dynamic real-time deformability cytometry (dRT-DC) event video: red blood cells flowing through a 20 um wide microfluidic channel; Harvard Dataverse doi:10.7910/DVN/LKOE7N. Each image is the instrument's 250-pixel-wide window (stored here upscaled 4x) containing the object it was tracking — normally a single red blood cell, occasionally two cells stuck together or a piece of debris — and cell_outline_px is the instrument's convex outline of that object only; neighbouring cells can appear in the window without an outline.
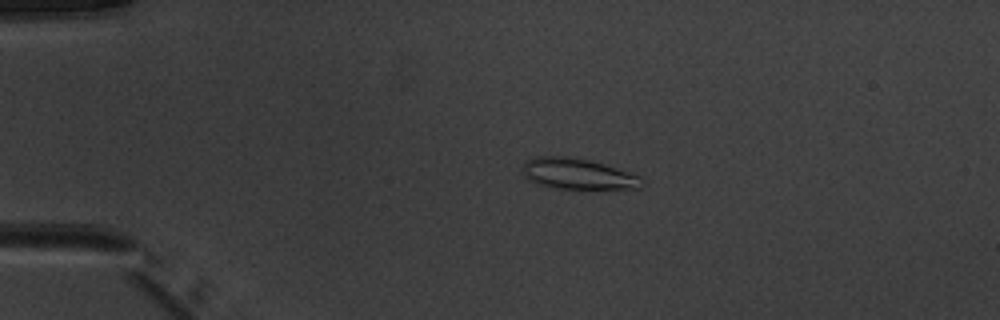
{"species": "common noctule bat (a hibernating species)", "species_latin": "Nyctalus noctula", "temperature_condition": "warm", "stored_images_in_passage": 51, "camera_frame_rate_fps": 3000, "um_per_image_px": 0.085, "animal": {"sex": "male", "body_mass_g": 20.1, "forearm_length_mm": 53.5}, "frame": {"image": 1, "passage_image": 11, "time_ms": 3.333, "image_size_px": [1000, 320], "cell_outline_px": [[644, 184], [640, 188], [552, 188], [536, 184], [528, 180], [524, 176], [524, 160], [536, 156], [572, 156], [604, 164], [640, 176], [644, 180]], "centroid_in_image_um": [49.08, 14.77], "position_along_channel_um": 35.9, "area_um2": 21.44}}
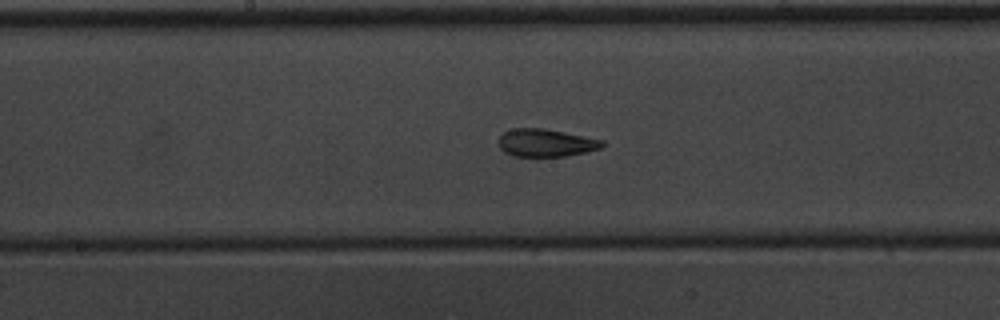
{"frame": {"image": 2, "passage_image": 27, "time_ms": 8.667, "image_size_px": [1000, 320], "cell_outline_px": [[604, 144], [600, 148], [584, 152], [564, 156], [512, 156], [504, 152], [496, 144], [496, 140], [504, 132], [512, 128], [544, 128], [604, 140]], "centroid_in_image_um": [46.32, 12.13], "position_along_channel_um": 201.9, "area_um2": 16.82}}
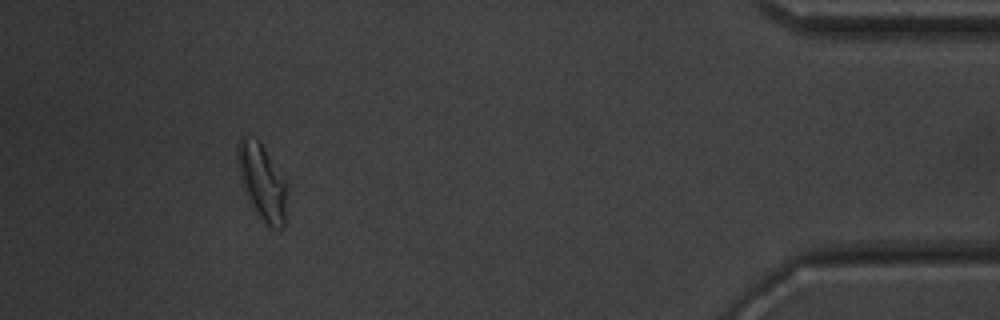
{"frame": {"image": 3, "passage_image": 47, "time_ms": 15.333, "image_size_px": [1000, 320], "cell_outline_px": [[284, 228], [272, 228], [264, 224], [252, 208], [244, 192], [236, 160], [236, 144], [240, 136], [244, 136], [260, 140], [284, 180]], "centroid_in_image_um": [22.19, 15.43], "position_along_channel_um": 413.0, "area_um2": 21.62}, "authors_computed_cell_mechanics": {"area_um2": 18.5538, "velocity_mm_per_s": 3.9865, "shape_relaxation_time_tau1_ms": 5.6554, "shape_relaxation_time_tau2_ms": 1.6798, "deformation_change_tau1": 0.1475, "deformation_change_tau2": 0.0847}}